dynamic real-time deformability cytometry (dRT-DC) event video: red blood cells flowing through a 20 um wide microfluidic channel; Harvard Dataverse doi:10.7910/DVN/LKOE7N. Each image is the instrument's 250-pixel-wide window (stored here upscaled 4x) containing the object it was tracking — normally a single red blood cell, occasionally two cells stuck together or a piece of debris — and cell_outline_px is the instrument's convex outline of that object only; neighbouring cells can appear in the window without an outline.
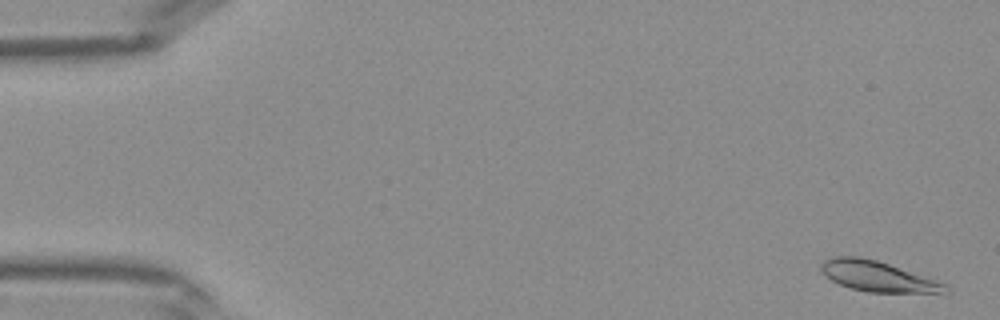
{"species": "Egyptian fruit bat (a non-hibernating species)", "species_latin": "Rousettus aegyptiacus", "temperature_condition": "warm", "stored_images_in_passage": 11, "camera_frame_rate_fps": 3000, "um_per_image_px": 0.085, "frame": {"image": 1, "passage_image": 2, "time_ms": 0.333, "image_size_px": [1000, 320], "cell_outline_px": [[952, 292], [948, 296], [868, 292], [852, 288], [840, 284], [824, 276], [820, 272], [820, 264], [824, 260], [832, 256], [860, 256], [876, 260], [948, 284]], "centroid_in_image_um": [74.77, 23.55], "position_along_channel_um": 10.2, "area_um2": 23.12}}